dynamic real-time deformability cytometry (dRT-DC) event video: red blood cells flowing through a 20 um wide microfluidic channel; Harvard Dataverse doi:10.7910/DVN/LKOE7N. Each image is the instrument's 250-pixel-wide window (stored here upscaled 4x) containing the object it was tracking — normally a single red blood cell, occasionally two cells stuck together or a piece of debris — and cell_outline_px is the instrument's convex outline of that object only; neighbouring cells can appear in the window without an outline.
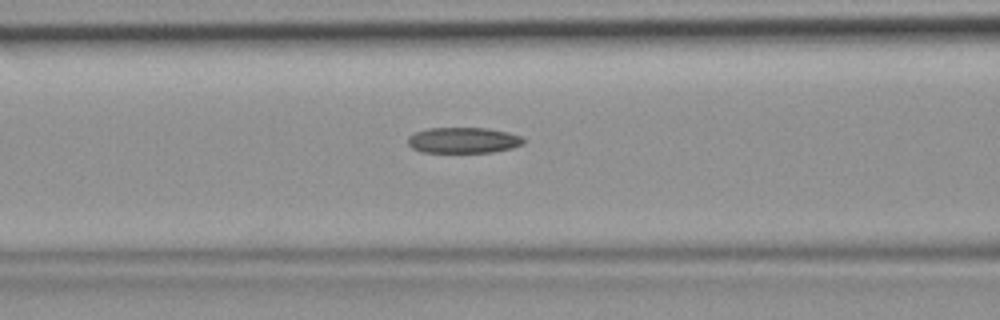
{"species": "common noctule bat (a hibernating species)", "species_latin": "Nyctalus noctula", "temperature_condition": "room temperature", "stored_images_in_passage": 35, "camera_frame_rate_fps": 3000, "um_per_image_px": 0.085, "animal": {"sex": "female", "body_mass_g": 19.9}, "frame": {"image": 1, "passage_image": 8, "time_ms": 2.333, "image_size_px": [1000, 320], "cell_outline_px": [[524, 144], [512, 148], [492, 152], [420, 152], [412, 148], [408, 144], [408, 136], [416, 132], [428, 128], [488, 128], [508, 132], [520, 136], [524, 140]], "centroid_in_image_um": [39.38, 11.92], "position_along_channel_um": 127.2, "area_um2": 17.4}}
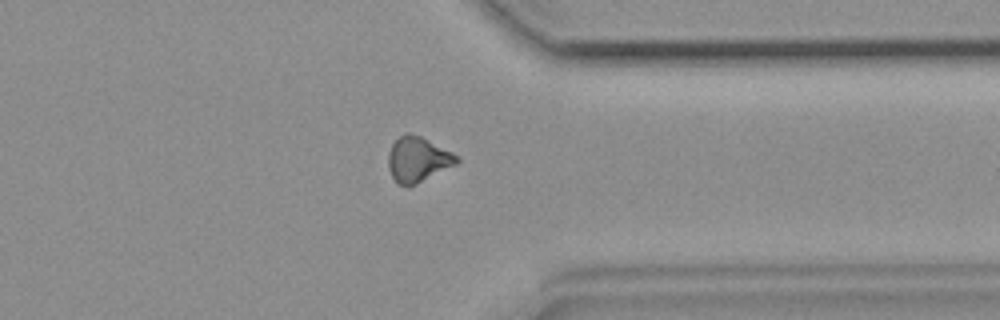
{"frame": {"image": 2, "passage_image": 25, "time_ms": 8.0, "image_size_px": [1000, 320], "cell_outline_px": [[460, 160], [456, 164], [416, 184], [400, 184], [392, 176], [388, 168], [388, 152], [392, 144], [400, 136], [408, 132], [420, 136], [460, 156]], "centroid_in_image_um": [35.52, 13.53], "position_along_channel_um": 375.9, "area_um2": 17.69}}
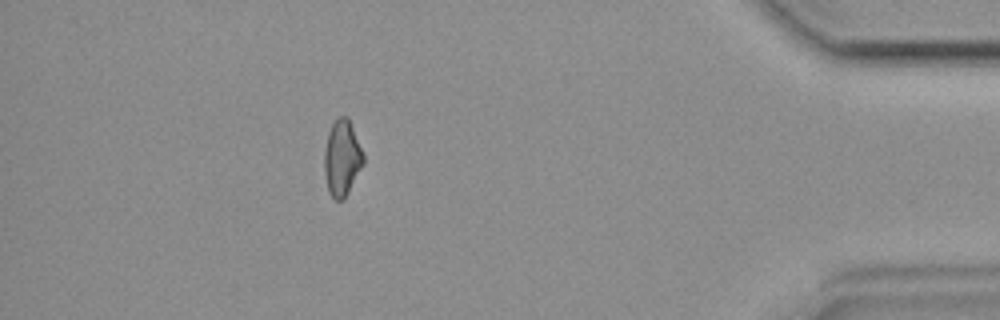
{"frame": {"image": 3, "passage_image": 30, "time_ms": 9.667, "image_size_px": [1000, 320], "cell_outline_px": [[364, 164], [344, 200], [336, 200], [328, 192], [324, 172], [324, 152], [328, 132], [336, 116], [344, 116], [348, 120], [364, 152]], "centroid_in_image_um": [29.07, 13.46], "position_along_channel_um": 406.1, "area_um2": 17.34}}